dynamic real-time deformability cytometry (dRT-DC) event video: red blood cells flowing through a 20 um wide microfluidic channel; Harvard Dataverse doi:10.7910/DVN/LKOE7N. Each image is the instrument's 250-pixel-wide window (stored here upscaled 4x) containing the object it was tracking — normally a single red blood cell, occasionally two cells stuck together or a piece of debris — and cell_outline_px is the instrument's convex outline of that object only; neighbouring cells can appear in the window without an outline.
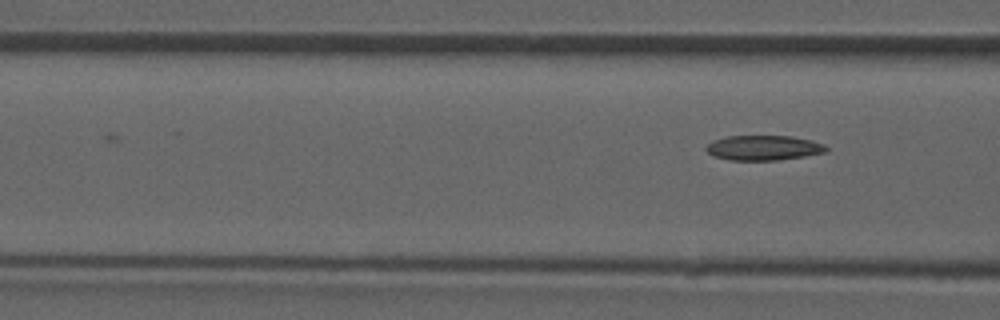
{"species": "common noctule bat (a hibernating species)", "species_latin": "Nyctalus noctula", "temperature_condition": "room temperature", "stored_images_in_passage": 5, "camera_frame_rate_fps": 3000, "um_per_image_px": 0.085, "animal": {"sex": "male", "forearm_length_mm": 52.5}, "frame": {"image": 1, "passage_image": 5, "time_ms": 5.333, "image_size_px": [1000, 320], "cell_outline_px": [[828, 148], [824, 152], [804, 156], [776, 160], [728, 160], [712, 156], [704, 148], [712, 140], [728, 136], [792, 136], [812, 140], [824, 144]], "centroid_in_image_um": [64.86, 12.56], "position_along_channel_um": 101.7, "area_um2": 17.46}}